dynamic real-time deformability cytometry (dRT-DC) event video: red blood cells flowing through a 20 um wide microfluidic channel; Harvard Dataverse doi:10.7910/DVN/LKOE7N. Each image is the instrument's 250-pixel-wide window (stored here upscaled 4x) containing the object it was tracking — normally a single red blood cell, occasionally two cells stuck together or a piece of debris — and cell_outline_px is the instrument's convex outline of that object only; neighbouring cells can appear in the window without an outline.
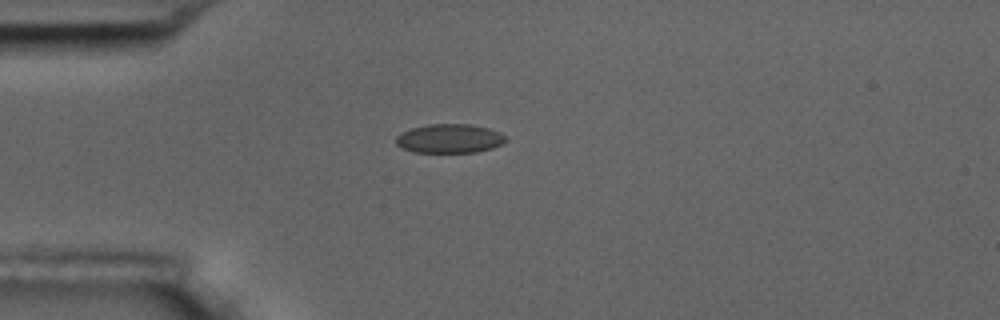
{"species": "common noctule bat (a hibernating species)", "species_latin": "Nyctalus noctula", "temperature_condition": "room temperature", "stored_images_in_passage": 7, "camera_frame_rate_fps": 3000, "um_per_image_px": 0.085, "animal": {"sex": "male", "body_mass_g": 17.5, "forearm_length_mm": 52.3}, "frame": {"image": 1, "passage_image": 1, "time_ms": 0.0, "image_size_px": [1000, 320], "cell_outline_px": [[508, 140], [492, 148], [476, 152], [416, 152], [400, 148], [396, 144], [396, 136], [400, 132], [412, 128], [428, 124], [472, 124], [488, 128], [500, 132]], "centroid_in_image_um": [38.19, 11.77], "position_along_channel_um": 46.8, "area_um2": 18.61}}
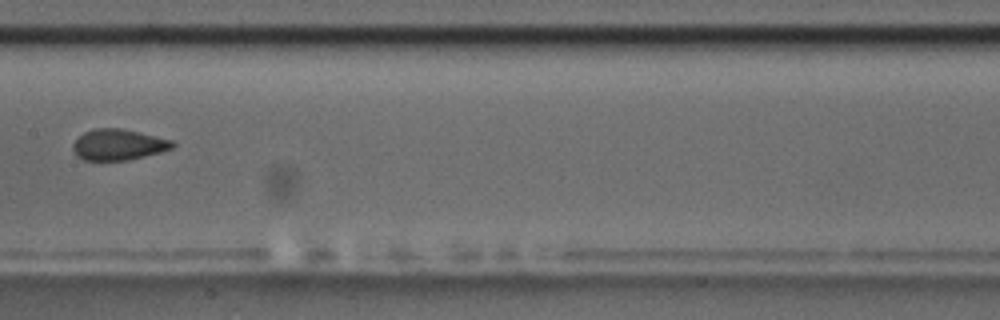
{"frame": {"image": 2, "passage_image": 5, "time_ms": 4.667, "image_size_px": [1000, 320], "cell_outline_px": [[176, 144], [172, 148], [160, 152], [128, 160], [84, 160], [76, 156], [72, 148], [72, 144], [84, 132], [96, 128], [120, 128], [140, 132], [172, 140]], "centroid_in_image_um": [10.05, 12.29], "position_along_channel_um": 197.4, "area_um2": 17.92}}
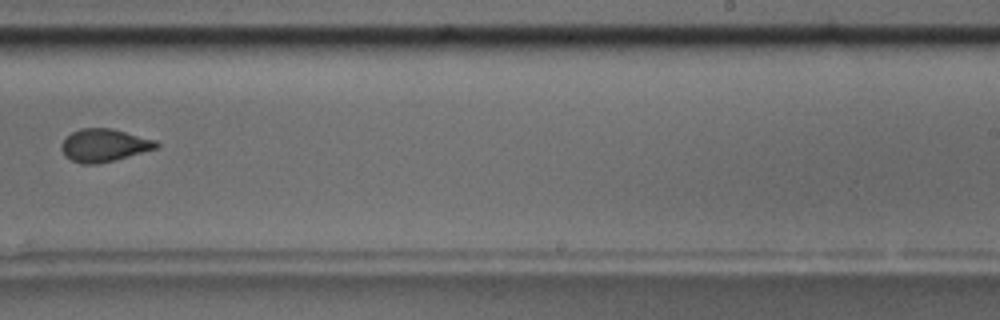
{"frame": {"image": 3, "passage_image": 7, "time_ms": 7.0, "image_size_px": [1000, 320], "cell_outline_px": [[160, 144], [156, 148], [112, 160], [96, 164], [80, 164], [64, 156], [60, 148], [60, 144], [72, 132], [80, 128], [112, 128], [156, 140]], "centroid_in_image_um": [8.81, 12.34], "position_along_channel_um": 280.2, "area_um2": 17.98}}